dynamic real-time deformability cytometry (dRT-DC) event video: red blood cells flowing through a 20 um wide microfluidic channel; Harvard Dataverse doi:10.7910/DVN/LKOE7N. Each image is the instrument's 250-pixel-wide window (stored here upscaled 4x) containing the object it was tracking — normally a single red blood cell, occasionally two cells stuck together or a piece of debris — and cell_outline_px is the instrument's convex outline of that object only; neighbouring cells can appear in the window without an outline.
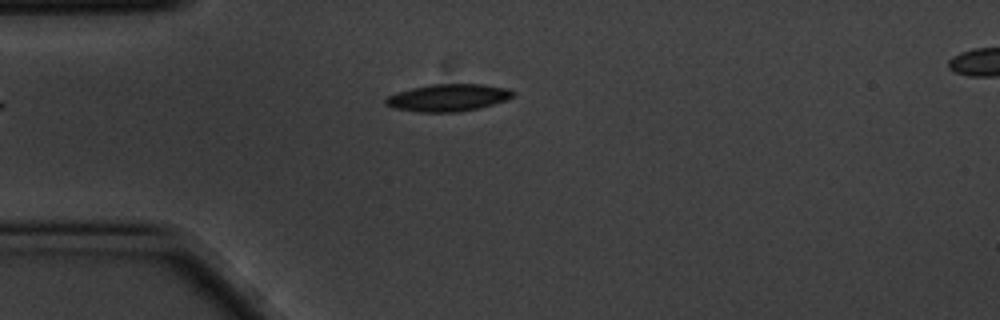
{"species": "common noctule bat (a hibernating species)", "species_latin": "Nyctalus noctula", "temperature_condition": "cold", "stored_images_in_passage": 3, "camera_frame_rate_fps": 3000, "um_per_image_px": 0.085, "animal": {"sex": "male", "body_mass_g": 20.1, "forearm_length_mm": 53.5}, "frame": {"image": 1, "passage_image": 3, "time_ms": 0.667, "image_size_px": [1000, 320], "cell_outline_px": [[516, 92], [512, 96], [504, 100], [480, 108], [460, 112], [420, 112], [392, 108], [384, 104], [384, 100], [388, 96], [396, 92], [412, 88], [432, 84], [484, 84], [508, 88]], "centroid_in_image_um": [38.06, 8.3], "position_along_channel_um": 46.9, "area_um2": 20.29}}